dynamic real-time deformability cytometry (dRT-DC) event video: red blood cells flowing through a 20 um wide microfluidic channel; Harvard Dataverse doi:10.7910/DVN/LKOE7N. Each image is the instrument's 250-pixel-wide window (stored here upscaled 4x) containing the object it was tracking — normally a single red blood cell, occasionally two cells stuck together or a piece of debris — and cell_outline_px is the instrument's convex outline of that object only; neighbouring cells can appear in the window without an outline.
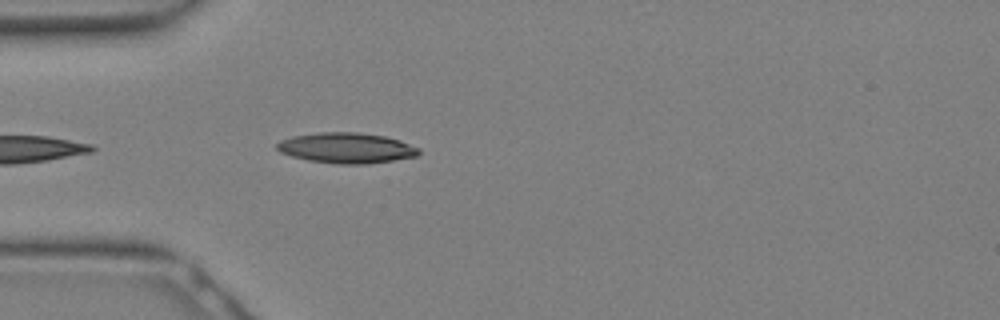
{"species": "Egyptian fruit bat (a non-hibernating species)", "species_latin": "Rousettus aegyptiacus", "temperature_condition": "warm", "stored_images_in_passage": 8, "camera_frame_rate_fps": 3000, "um_per_image_px": 0.085, "animal": {"sex": "female"}, "frame": {"image": 1, "passage_image": 4, "time_ms": 1.0, "image_size_px": [1000, 320], "cell_outline_px": [[420, 152], [416, 156], [368, 164], [336, 164], [308, 160], [292, 156], [280, 152], [276, 148], [276, 144], [280, 140], [292, 136], [320, 132], [356, 132], [384, 136], [400, 140], [420, 148]], "centroid_in_image_um": [29.43, 12.57], "position_along_channel_um": 55.6, "area_um2": 25.2}}
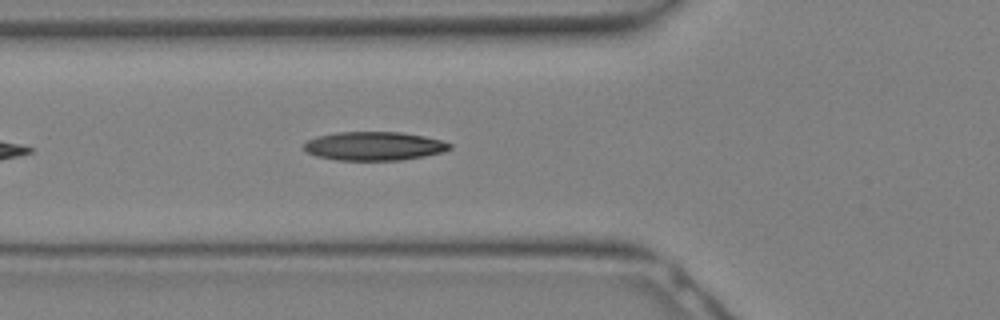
{"frame": {"image": 2, "passage_image": 6, "time_ms": 1.667, "image_size_px": [1000, 320], "cell_outline_px": [[452, 148], [440, 152], [424, 156], [400, 160], [336, 160], [316, 156], [308, 152], [304, 148], [304, 144], [308, 140], [316, 136], [336, 132], [400, 132], [424, 136], [440, 140], [452, 144]], "centroid_in_image_um": [31.78, 12.41], "position_along_channel_um": 94.0, "area_um2": 24.28}}
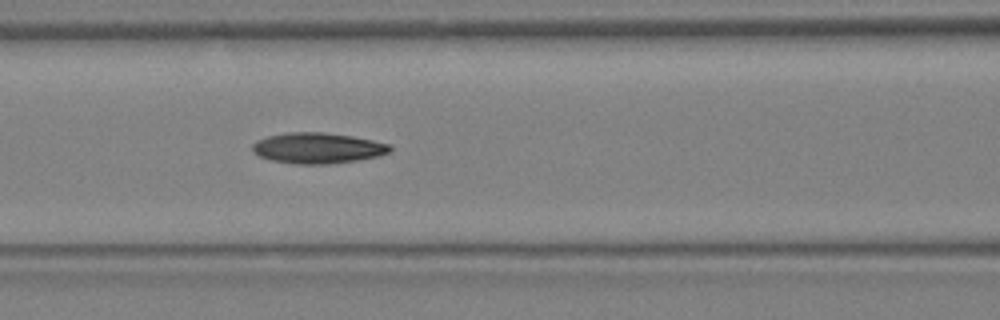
{"frame": {"image": 3, "passage_image": 8, "time_ms": 2.333, "image_size_px": [1000, 320], "cell_outline_px": [[392, 148], [388, 152], [376, 156], [356, 160], [328, 164], [296, 164], [272, 160], [260, 156], [252, 152], [252, 144], [256, 140], [268, 136], [288, 132], [324, 132], [352, 136], [392, 144]], "centroid_in_image_um": [26.98, 12.58], "position_along_channel_um": 139.6, "area_um2": 24.57}}